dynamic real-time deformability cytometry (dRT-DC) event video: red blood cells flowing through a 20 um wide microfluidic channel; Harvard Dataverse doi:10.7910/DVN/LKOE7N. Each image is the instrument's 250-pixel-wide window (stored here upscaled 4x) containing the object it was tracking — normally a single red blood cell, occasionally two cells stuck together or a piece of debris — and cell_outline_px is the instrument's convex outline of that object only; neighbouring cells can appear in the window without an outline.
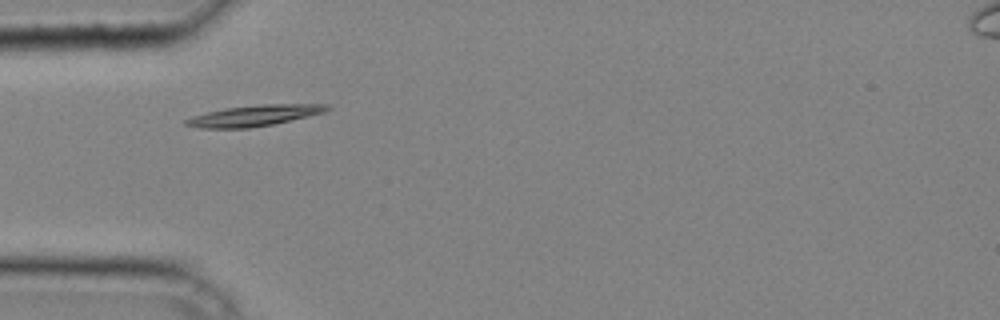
{"species": "common noctule bat (a hibernating species)", "species_latin": "Nyctalus noctula", "temperature_condition": "cold", "stored_images_in_passage": 25, "camera_frame_rate_fps": 3000, "um_per_image_px": 0.085, "animal": {"sex": "male", "body_mass_g": 20.4}, "frame": {"image": 1, "passage_image": 1, "time_ms": 0.0, "image_size_px": [1000, 320], "cell_outline_px": [[332, 108], [324, 112], [308, 116], [272, 124], [248, 128], [200, 128], [184, 124], [184, 120], [192, 116], [224, 108], [264, 104], [332, 104]], "centroid_in_image_um": [21.63, 9.82], "position_along_channel_um": 63.4, "area_um2": 17.11}}
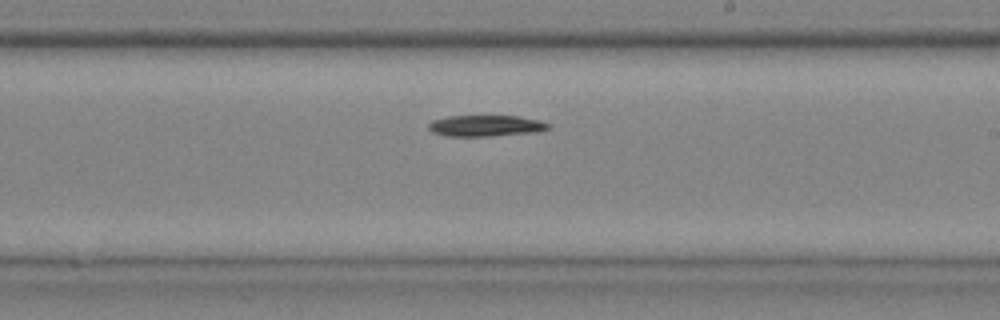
{"frame": {"image": 2, "passage_image": 13, "time_ms": 4.0, "image_size_px": [1000, 320], "cell_outline_px": [[548, 128], [540, 132], [488, 136], [444, 136], [432, 132], [428, 128], [428, 124], [432, 120], [448, 116], [516, 116], [540, 120], [548, 124]], "centroid_in_image_um": [41.25, 10.69], "position_along_channel_um": 247.7, "area_um2": 14.8}}
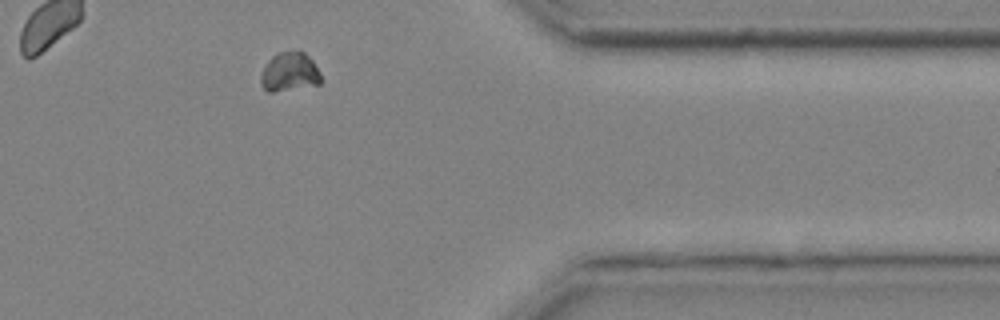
{"frame": {"image": 3, "passage_image": 23, "time_ms": 7.333, "image_size_px": [1000, 320], "cell_outline_px": [[320, 84], [272, 92], [268, 92], [260, 84], [260, 72], [264, 64], [272, 56], [280, 52], [300, 48], [312, 60], [320, 72]], "centroid_in_image_um": [24.58, 6.08], "position_along_channel_um": 386.8, "area_um2": 13.99}}